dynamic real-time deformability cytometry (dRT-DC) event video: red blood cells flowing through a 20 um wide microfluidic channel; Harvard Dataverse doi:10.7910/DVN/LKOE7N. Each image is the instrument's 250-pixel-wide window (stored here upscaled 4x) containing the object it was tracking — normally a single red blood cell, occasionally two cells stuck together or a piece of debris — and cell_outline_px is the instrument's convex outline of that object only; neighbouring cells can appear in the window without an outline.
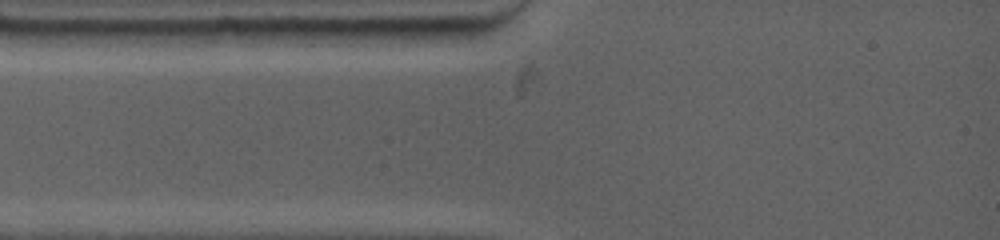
{"species": "common noctule bat (a hibernating species)", "species_latin": "Nyctalus noctula", "temperature_condition": "warm", "stored_images_in_passage": 4, "camera_frame_rate_fps": 4500, "um_per_image_px": 0.085, "animal": {"sex": "female", "body_mass_g": 19.0, "forearm_length_mm": 53.3}, "frame": {"image": 1, "passage_image": 1, "time_ms": 0.0, "image_size_px": [1000, 240], "cell_outline_px": [[484, 32], [452, 44], [388, 44], [364, 32], [364, 28], [484, 28]], "centroid_in_image_um": [35.93, 2.99], "position_along_channel_um": 49.1, "area_um2": 11.44}}